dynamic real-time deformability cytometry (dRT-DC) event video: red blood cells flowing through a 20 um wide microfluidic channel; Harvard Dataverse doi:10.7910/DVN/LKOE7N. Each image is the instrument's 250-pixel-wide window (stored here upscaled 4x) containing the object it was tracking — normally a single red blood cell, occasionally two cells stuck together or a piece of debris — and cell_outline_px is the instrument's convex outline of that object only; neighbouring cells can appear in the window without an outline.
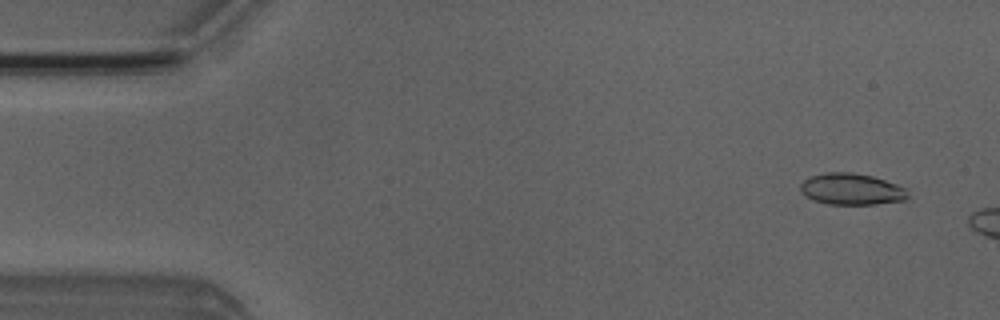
{"species": "Egyptian fruit bat (a non-hibernating species)", "species_latin": "Rousettus aegyptiacus", "temperature_condition": "room temperature", "stored_images_in_passage": 5, "camera_frame_rate_fps": 3000, "um_per_image_px": 0.085, "animal": {"sex": "male"}, "frame": {"image": 1, "passage_image": 3, "time_ms": 0.667, "image_size_px": [1000, 320], "cell_outline_px": [[908, 196], [904, 200], [876, 204], [828, 204], [816, 200], [800, 192], [800, 184], [804, 180], [812, 176], [828, 172], [852, 172], [872, 176], [908, 188]], "centroid_in_image_um": [72.41, 16.07], "position_along_channel_um": 12.6, "area_um2": 19.54}}